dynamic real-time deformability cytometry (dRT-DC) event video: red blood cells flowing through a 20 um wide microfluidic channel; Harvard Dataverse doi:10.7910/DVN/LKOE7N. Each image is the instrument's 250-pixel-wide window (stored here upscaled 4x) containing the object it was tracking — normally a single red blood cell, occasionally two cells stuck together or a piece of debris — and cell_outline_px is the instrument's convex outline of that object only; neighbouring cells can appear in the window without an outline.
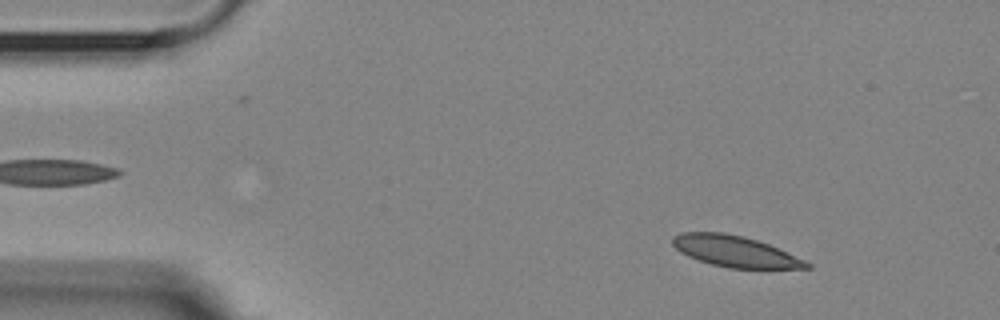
{"species": "Egyptian fruit bat (a non-hibernating species)", "species_latin": "Rousettus aegyptiacus", "temperature_condition": "room temperature", "stored_images_in_passage": 28, "camera_frame_rate_fps": 3000, "um_per_image_px": 0.085, "animal": {"sex": "female"}, "frame": {"image": 1, "passage_image": 6, "time_ms": 1.667, "image_size_px": [1000, 320], "cell_outline_px": [[812, 268], [728, 268], [712, 264], [688, 256], [680, 252], [672, 244], [672, 236], [680, 232], [724, 232], [744, 236], [768, 244], [804, 260], [812, 264]], "centroid_in_image_um": [62.44, 21.35], "position_along_channel_um": 22.6, "area_um2": 24.1}}
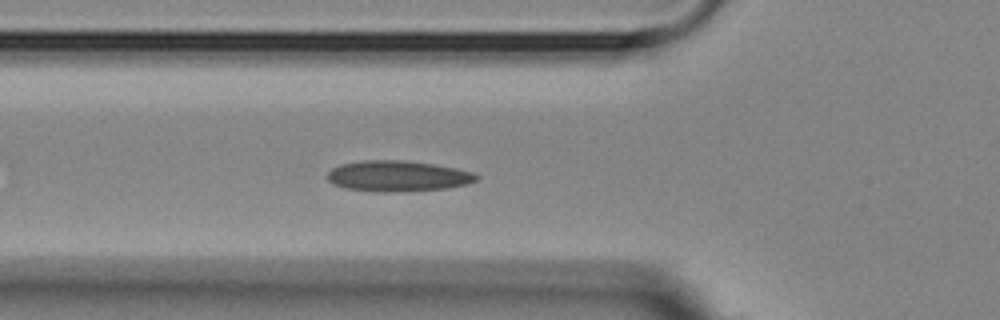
{"frame": {"image": 2, "passage_image": 18, "time_ms": 5.667, "image_size_px": [1000, 320], "cell_outline_px": [[480, 176], [476, 180], [468, 184], [448, 188], [388, 192], [384, 192], [344, 188], [332, 184], [328, 180], [328, 172], [332, 168], [340, 164], [364, 160], [400, 160], [432, 164], [456, 168], [472, 172]], "centroid_in_image_um": [33.8, 14.96], "position_along_channel_um": 92.0, "area_um2": 26.59}}
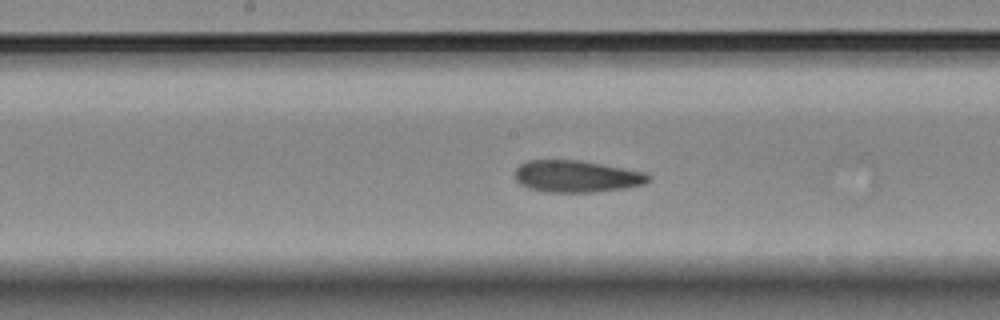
{"frame": {"image": 3, "passage_image": 27, "time_ms": 8.667, "image_size_px": [1000, 320], "cell_outline_px": [[652, 180], [644, 184], [624, 188], [592, 192], [544, 192], [528, 188], [520, 184], [516, 180], [516, 168], [520, 164], [528, 160], [580, 160], [644, 172], [652, 176]], "centroid_in_image_um": [49.01, 14.99], "position_along_channel_um": 199.2, "area_um2": 24.8}}